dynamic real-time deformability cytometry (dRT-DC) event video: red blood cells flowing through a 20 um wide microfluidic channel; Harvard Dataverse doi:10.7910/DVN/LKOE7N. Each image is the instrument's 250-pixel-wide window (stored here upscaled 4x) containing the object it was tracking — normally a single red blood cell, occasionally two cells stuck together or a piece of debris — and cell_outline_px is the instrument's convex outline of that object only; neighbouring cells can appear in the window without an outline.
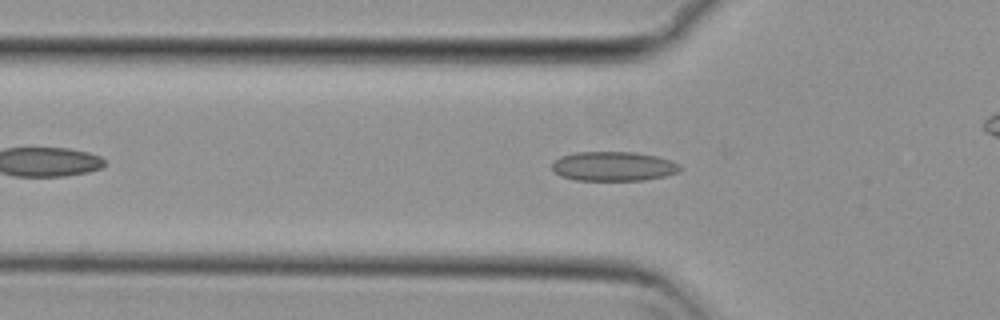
{"species": "common noctule bat (a hibernating species)", "species_latin": "Nyctalus noctula", "temperature_condition": "cold", "stored_images_in_passage": 36, "camera_frame_rate_fps": 3000, "um_per_image_px": 0.085, "animal": {"sex": "female", "body_mass_g": 29.2, "forearm_length_mm": 56.3}, "frame": {"image": 1, "passage_image": 9, "time_ms": 2.667, "image_size_px": [1000, 320], "cell_outline_px": [[680, 168], [676, 172], [664, 176], [644, 180], [576, 180], [560, 176], [552, 172], [552, 164], [560, 156], [576, 152], [636, 152], [656, 156], [672, 160], [680, 164]], "centroid_in_image_um": [52.11, 14.13], "position_along_channel_um": 73.7, "area_um2": 21.96}}
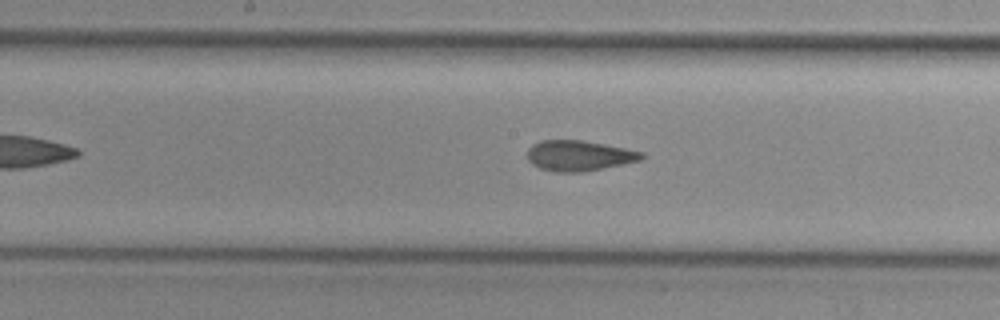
{"frame": {"image": 2, "passage_image": 19, "time_ms": 6.0, "image_size_px": [1000, 320], "cell_outline_px": [[644, 156], [640, 160], [580, 172], [556, 172], [540, 168], [532, 164], [528, 160], [528, 148], [532, 144], [540, 140], [580, 140], [604, 144], [644, 152]], "centroid_in_image_um": [49.17, 13.22], "position_along_channel_um": 199.0, "area_um2": 20.0}}
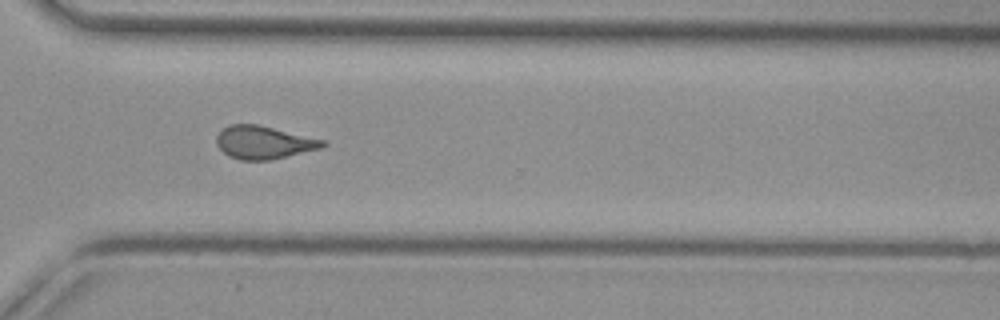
{"frame": {"image": 3, "passage_image": 31, "time_ms": 10.0, "image_size_px": [1000, 320], "cell_outline_px": [[328, 144], [320, 148], [268, 160], [240, 160], [228, 156], [216, 144], [216, 136], [228, 124], [256, 124], [328, 140]], "centroid_in_image_um": [22.43, 12.09], "position_along_channel_um": 348.2, "area_um2": 20.35}}